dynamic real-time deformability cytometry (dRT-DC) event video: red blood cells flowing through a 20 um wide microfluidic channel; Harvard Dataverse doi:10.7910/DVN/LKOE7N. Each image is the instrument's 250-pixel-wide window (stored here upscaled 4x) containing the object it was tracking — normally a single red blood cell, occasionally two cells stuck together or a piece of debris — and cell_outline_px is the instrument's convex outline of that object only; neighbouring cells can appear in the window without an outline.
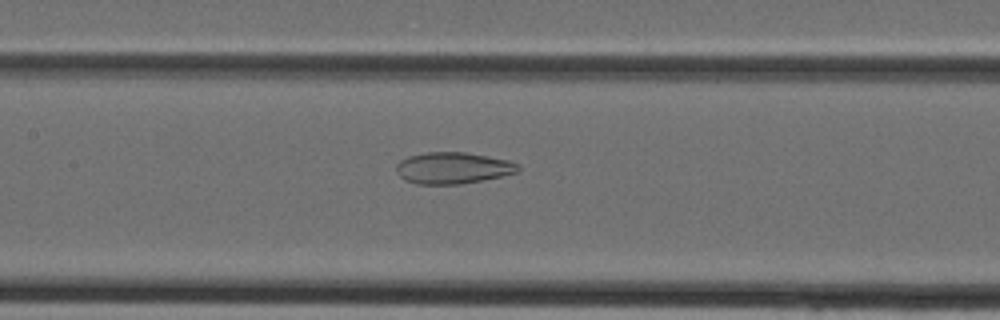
{"species": "Egyptian fruit bat (a non-hibernating species)", "species_latin": "Rousettus aegyptiacus", "temperature_condition": "cold", "stored_images_in_passage": 28, "camera_frame_rate_fps": 3000, "um_per_image_px": 0.085, "animal": {"sex": "female"}, "frame": {"image": 1, "passage_image": 7, "time_ms": 2.0, "image_size_px": [1000, 320], "cell_outline_px": [[520, 168], [516, 172], [500, 176], [460, 184], [416, 184], [404, 180], [396, 172], [396, 164], [400, 160], [408, 156], [428, 152], [464, 152], [508, 160], [516, 164]], "centroid_in_image_um": [38.42, 14.28], "position_along_channel_um": 169.0, "area_um2": 22.14}}
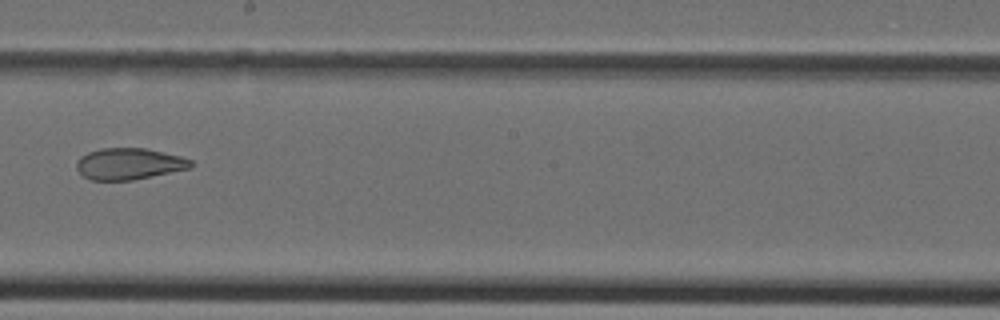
{"frame": {"image": 2, "passage_image": 11, "time_ms": 3.333, "image_size_px": [1000, 320], "cell_outline_px": [[192, 168], [132, 180], [92, 180], [84, 176], [76, 168], [76, 160], [80, 156], [88, 152], [100, 148], [144, 148], [180, 156], [192, 160]], "centroid_in_image_um": [10.95, 13.92], "position_along_channel_um": 237.2, "area_um2": 20.92}}
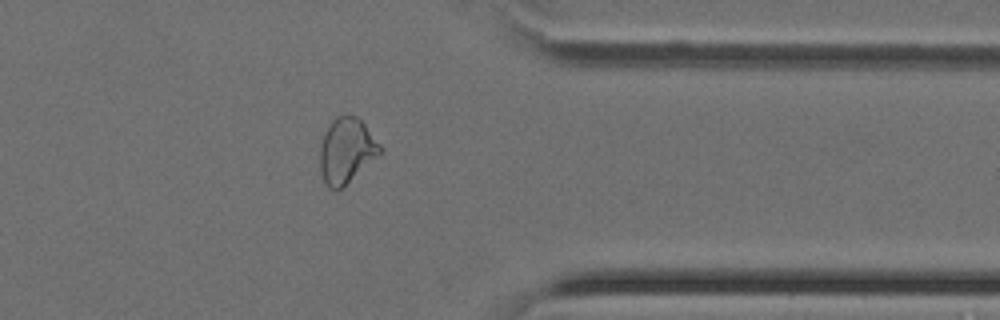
{"frame": {"image": 3, "passage_image": 20, "time_ms": 6.333, "image_size_px": [1000, 320], "cell_outline_px": [[384, 152], [380, 156], [336, 192], [328, 188], [324, 184], [320, 172], [320, 148], [324, 132], [332, 120], [336, 116], [344, 112], [348, 112], [356, 116], [364, 124], [380, 144]], "centroid_in_image_um": [29.45, 12.8], "position_along_channel_um": 382.0, "area_um2": 23.41}}